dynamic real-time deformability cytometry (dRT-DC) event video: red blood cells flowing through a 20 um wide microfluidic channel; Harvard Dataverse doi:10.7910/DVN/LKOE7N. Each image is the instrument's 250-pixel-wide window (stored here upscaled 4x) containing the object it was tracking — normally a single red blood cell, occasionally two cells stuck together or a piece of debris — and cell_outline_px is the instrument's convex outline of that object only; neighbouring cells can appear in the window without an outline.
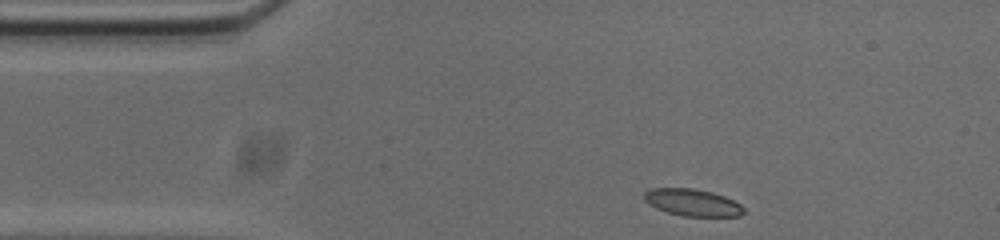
{"species": "common noctule bat (a hibernating species)", "species_latin": "Nyctalus noctula", "temperature_condition": "cold", "stored_images_in_passage": 46, "camera_frame_rate_fps": 3000, "um_per_image_px": 0.085, "animal": {"sex": "male", "body_mass_g": 20.0, "forearm_length_mm": 53.3}, "frame": {"image": 1, "passage_image": 1, "time_ms": 0.0, "image_size_px": [1000, 240], "cell_outline_px": [[744, 212], [740, 216], [684, 216], [668, 212], [656, 208], [648, 204], [644, 200], [644, 192], [648, 188], [692, 188], [712, 192], [724, 196], [740, 204], [744, 208]], "centroid_in_image_um": [58.83, 17.2], "position_along_channel_um": 26.2, "area_um2": 15.66}}
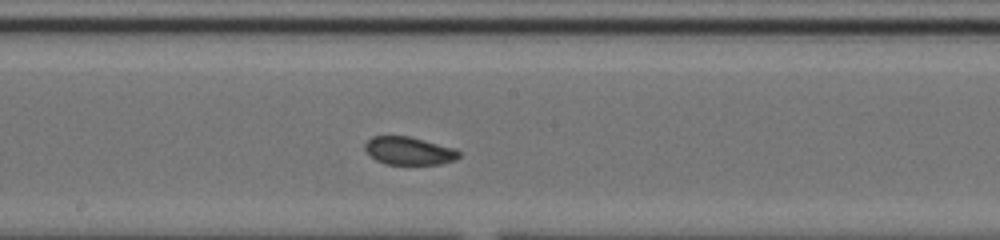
{"frame": {"image": 2, "passage_image": 20, "time_ms": 6.333, "image_size_px": [1000, 240], "cell_outline_px": [[460, 156], [456, 160], [440, 164], [384, 164], [376, 160], [364, 148], [364, 144], [372, 136], [408, 136], [456, 148], [460, 152]], "centroid_in_image_um": [34.79, 12.82], "position_along_channel_um": 213.4, "area_um2": 15.32}}
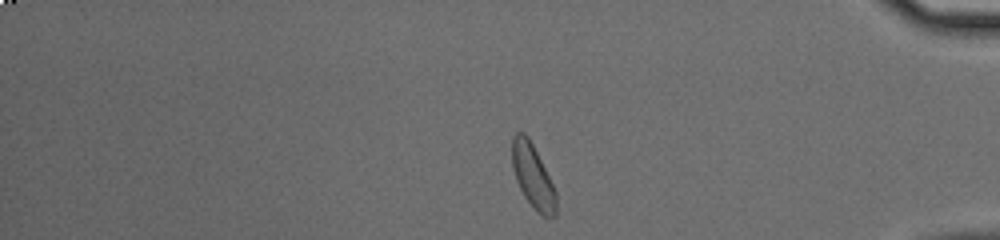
{"frame": {"image": 3, "passage_image": 37, "time_ms": 12.0, "image_size_px": [1000, 240], "cell_outline_px": [[556, 216], [544, 216], [536, 212], [524, 196], [516, 180], [512, 168], [512, 136], [516, 132], [524, 132], [528, 136], [556, 192]], "centroid_in_image_um": [45.26, 14.98], "position_along_channel_um": 389.9, "area_um2": 16.13}, "authors_computed_cell_mechanics": {"area_um2": 16.3863, "velocity_mm_per_s": 3.7072, "shape_relaxation_time_tau1_ms": 3.4848, "shape_relaxation_time_tau2_ms": 2.5721, "deformation_change_tau1": 0.0819, "deformation_change_tau2": 0.0819}}